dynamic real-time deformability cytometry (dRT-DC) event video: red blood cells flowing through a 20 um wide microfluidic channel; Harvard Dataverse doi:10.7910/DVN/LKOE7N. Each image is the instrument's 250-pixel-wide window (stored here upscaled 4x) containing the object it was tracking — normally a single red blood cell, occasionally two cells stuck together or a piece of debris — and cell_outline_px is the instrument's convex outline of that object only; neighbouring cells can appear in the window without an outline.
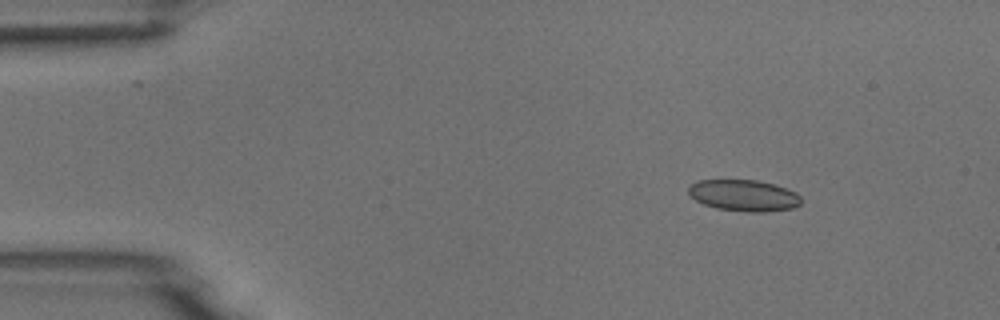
{"species": "common noctule bat (a hibernating species)", "species_latin": "Nyctalus noctula", "temperature_condition": "room temperature", "stored_images_in_passage": 4, "camera_frame_rate_fps": 3000, "um_per_image_px": 0.085, "animal": {"sex": "male", "body_mass_g": 18.8}, "frame": {"image": 1, "passage_image": 2, "time_ms": 1.0, "image_size_px": [1000, 320], "cell_outline_px": [[800, 204], [792, 208], [764, 212], [748, 212], [716, 208], [704, 204], [696, 200], [688, 192], [688, 184], [696, 180], [756, 180], [772, 184], [796, 192], [800, 196]], "centroid_in_image_um": [63.19, 16.61], "position_along_channel_um": 21.8, "area_um2": 20.52}}